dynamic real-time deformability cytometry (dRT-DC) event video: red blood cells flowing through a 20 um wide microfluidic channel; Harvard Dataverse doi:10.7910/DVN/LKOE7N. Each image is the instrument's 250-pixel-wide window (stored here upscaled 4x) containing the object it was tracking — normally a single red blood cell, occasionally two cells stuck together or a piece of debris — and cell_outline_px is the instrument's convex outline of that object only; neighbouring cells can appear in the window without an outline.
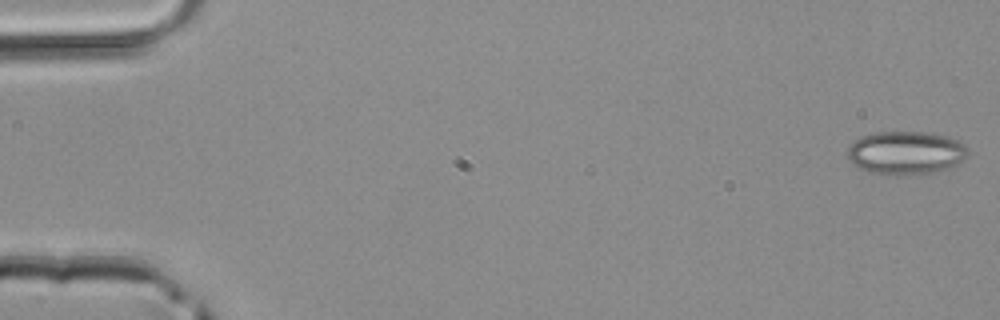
{"species": "common noctule bat (a hibernating species)", "species_latin": "Nyctalus noctula", "temperature_condition": "room temperature", "stored_images_in_passage": 3, "camera_frame_rate_fps": 3000, "um_per_image_px": 0.085, "animal": {"sex": "male", "body_mass_g": 20.4}, "frame": {"image": 1, "passage_image": 1, "time_ms": 0.0, "image_size_px": [1000, 320], "cell_outline_px": [[968, 152], [956, 164], [944, 172], [908, 176], [896, 176], [872, 172], [860, 168], [848, 160], [848, 144], [860, 136], [876, 132], [920, 132], [948, 136], [964, 144], [968, 148]], "centroid_in_image_um": [76.98, 13.01], "position_along_channel_um": 8.0, "area_um2": 30.81}}